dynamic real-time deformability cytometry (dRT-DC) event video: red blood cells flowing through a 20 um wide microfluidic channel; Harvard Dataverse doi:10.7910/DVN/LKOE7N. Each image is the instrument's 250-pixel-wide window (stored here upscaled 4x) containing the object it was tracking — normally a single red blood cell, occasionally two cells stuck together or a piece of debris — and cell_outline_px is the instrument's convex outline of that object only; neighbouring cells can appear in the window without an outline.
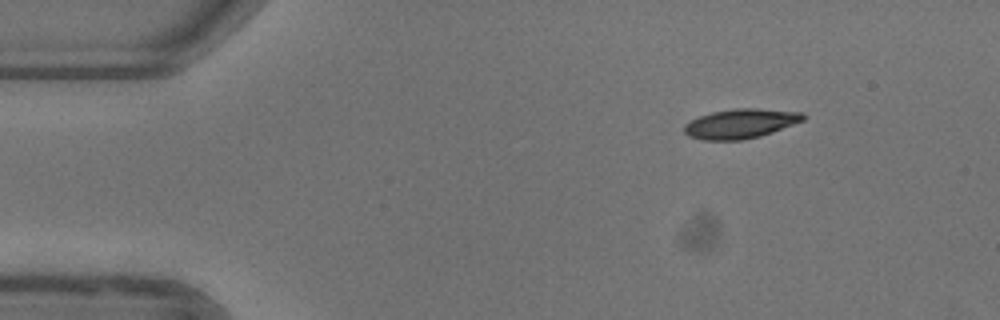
{"species": "common noctule bat (a hibernating species)", "species_latin": "Nyctalus noctula", "temperature_condition": "warm", "stored_images_in_passage": 46, "camera_frame_rate_fps": 3000, "um_per_image_px": 0.085, "animal": {"sex": "female"}, "frame": {"image": 1, "passage_image": 1, "time_ms": 0.0, "image_size_px": [1000, 320], "cell_outline_px": [[808, 116], [804, 120], [772, 132], [760, 136], [744, 140], [700, 140], [688, 136], [684, 132], [684, 124], [700, 116], [712, 112], [736, 108], [756, 108], [804, 112]], "centroid_in_image_um": [62.96, 10.51], "position_along_channel_um": 22.0, "area_um2": 20.58}}
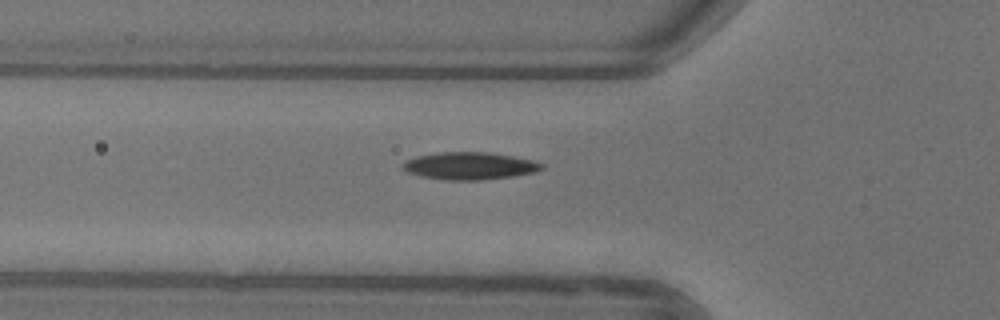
{"frame": {"image": 2, "passage_image": 12, "time_ms": 3.667, "image_size_px": [1000, 320], "cell_outline_px": [[544, 168], [536, 172], [512, 176], [480, 180], [444, 180], [420, 176], [408, 172], [400, 168], [400, 164], [404, 160], [416, 156], [436, 152], [488, 152], [512, 156], [532, 160], [544, 164]], "centroid_in_image_um": [39.86, 14.09], "position_along_channel_um": 85.9, "area_um2": 22.43}}
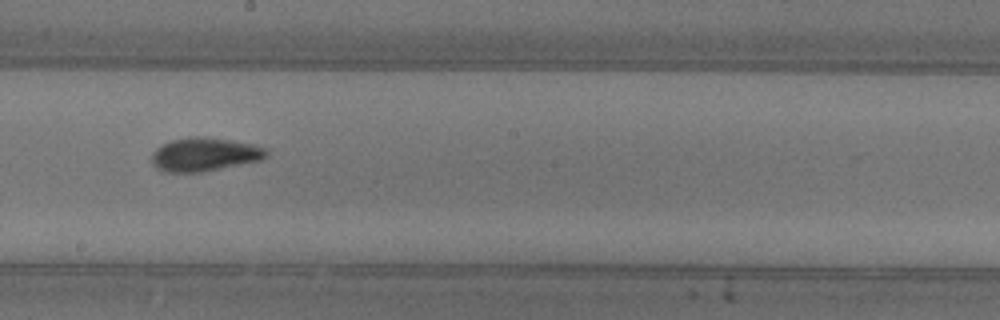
{"frame": {"image": 3, "passage_image": 23, "time_ms": 7.333, "image_size_px": [1000, 320], "cell_outline_px": [[268, 156], [264, 160], [200, 172], [164, 172], [156, 168], [152, 164], [152, 152], [156, 148], [172, 140], [188, 136], [200, 136], [232, 140], [256, 144], [268, 148]], "centroid_in_image_um": [17.44, 13.12], "position_along_channel_um": 230.8, "area_um2": 22.77}, "authors_computed_cell_mechanics": {"area_um2": 21.0392, "velocity_mm_per_s": 3.9294, "shape_relaxation_time_tau1_ms": 6.7542, "shape_relaxation_time_tau2_ms": 2.0214, "deformation_change_tau1": 0.2212, "deformation_change_tau2": 0.0879}}